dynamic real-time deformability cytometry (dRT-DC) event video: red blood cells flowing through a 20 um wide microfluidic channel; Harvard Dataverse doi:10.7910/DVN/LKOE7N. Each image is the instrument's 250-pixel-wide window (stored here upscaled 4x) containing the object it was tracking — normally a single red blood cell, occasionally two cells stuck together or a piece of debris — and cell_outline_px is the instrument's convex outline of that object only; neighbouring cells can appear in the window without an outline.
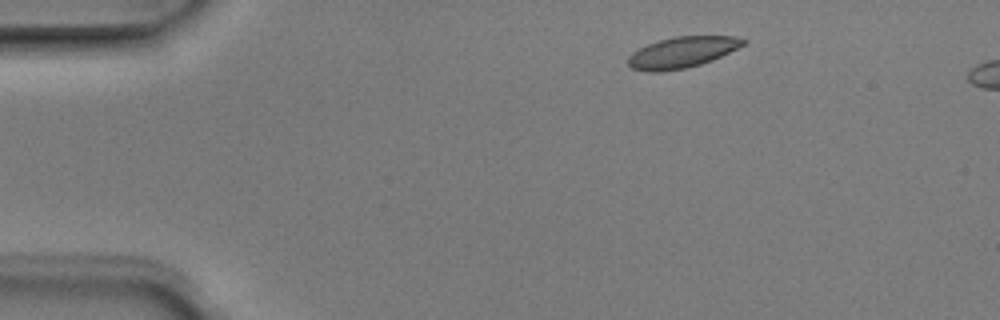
{"species": "Egyptian fruit bat (a non-hibernating species)", "species_latin": "Rousettus aegyptiacus", "temperature_condition": "room temperature", "stored_images_in_passage": 4, "camera_frame_rate_fps": 3000, "um_per_image_px": 0.085, "animal": {"sex": "male"}, "frame": {"image": 1, "passage_image": 1, "time_ms": 0.0, "image_size_px": [1000, 320], "cell_outline_px": [[748, 40], [744, 44], [712, 60], [700, 64], [684, 68], [660, 72], [648, 72], [632, 68], [628, 64], [628, 56], [632, 52], [648, 44], [660, 40], [676, 36], [736, 36]], "centroid_in_image_um": [57.96, 4.44], "position_along_channel_um": 27.0, "area_um2": 20.58}}